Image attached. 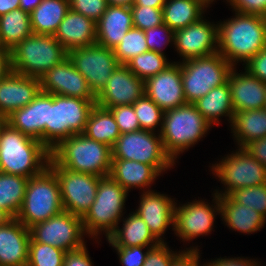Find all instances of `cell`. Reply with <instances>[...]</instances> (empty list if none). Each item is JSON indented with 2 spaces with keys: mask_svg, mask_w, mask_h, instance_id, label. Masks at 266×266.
I'll return each instance as SVG.
<instances>
[{
  "mask_svg": "<svg viewBox=\"0 0 266 266\" xmlns=\"http://www.w3.org/2000/svg\"><path fill=\"white\" fill-rule=\"evenodd\" d=\"M211 127L194 104L164 111L160 135L166 153L176 162L180 153L198 143Z\"/></svg>",
  "mask_w": 266,
  "mask_h": 266,
  "instance_id": "4",
  "label": "cell"
},
{
  "mask_svg": "<svg viewBox=\"0 0 266 266\" xmlns=\"http://www.w3.org/2000/svg\"><path fill=\"white\" fill-rule=\"evenodd\" d=\"M107 3L111 6L131 7L134 0H107Z\"/></svg>",
  "mask_w": 266,
  "mask_h": 266,
  "instance_id": "59",
  "label": "cell"
},
{
  "mask_svg": "<svg viewBox=\"0 0 266 266\" xmlns=\"http://www.w3.org/2000/svg\"><path fill=\"white\" fill-rule=\"evenodd\" d=\"M161 175L153 166L141 162L112 159L110 176L127 192L132 188L151 191L150 186ZM148 188V190L145 189Z\"/></svg>",
  "mask_w": 266,
  "mask_h": 266,
  "instance_id": "27",
  "label": "cell"
},
{
  "mask_svg": "<svg viewBox=\"0 0 266 266\" xmlns=\"http://www.w3.org/2000/svg\"><path fill=\"white\" fill-rule=\"evenodd\" d=\"M229 196L238 204L253 208L266 218V184L238 188Z\"/></svg>",
  "mask_w": 266,
  "mask_h": 266,
  "instance_id": "41",
  "label": "cell"
},
{
  "mask_svg": "<svg viewBox=\"0 0 266 266\" xmlns=\"http://www.w3.org/2000/svg\"><path fill=\"white\" fill-rule=\"evenodd\" d=\"M244 257H234V258H217L216 260H212L204 266H259L260 262H256V260H252Z\"/></svg>",
  "mask_w": 266,
  "mask_h": 266,
  "instance_id": "53",
  "label": "cell"
},
{
  "mask_svg": "<svg viewBox=\"0 0 266 266\" xmlns=\"http://www.w3.org/2000/svg\"><path fill=\"white\" fill-rule=\"evenodd\" d=\"M132 105L141 130L158 132L156 128L160 126L161 133L164 111L155 102L144 94Z\"/></svg>",
  "mask_w": 266,
  "mask_h": 266,
  "instance_id": "39",
  "label": "cell"
},
{
  "mask_svg": "<svg viewBox=\"0 0 266 266\" xmlns=\"http://www.w3.org/2000/svg\"><path fill=\"white\" fill-rule=\"evenodd\" d=\"M62 211L59 182L47 166L40 174L29 178L22 206L15 218L29 229Z\"/></svg>",
  "mask_w": 266,
  "mask_h": 266,
  "instance_id": "6",
  "label": "cell"
},
{
  "mask_svg": "<svg viewBox=\"0 0 266 266\" xmlns=\"http://www.w3.org/2000/svg\"><path fill=\"white\" fill-rule=\"evenodd\" d=\"M133 26L143 31L163 24V10L148 6H131Z\"/></svg>",
  "mask_w": 266,
  "mask_h": 266,
  "instance_id": "42",
  "label": "cell"
},
{
  "mask_svg": "<svg viewBox=\"0 0 266 266\" xmlns=\"http://www.w3.org/2000/svg\"><path fill=\"white\" fill-rule=\"evenodd\" d=\"M83 134L112 148L120 136V130L112 112L95 104L89 114Z\"/></svg>",
  "mask_w": 266,
  "mask_h": 266,
  "instance_id": "34",
  "label": "cell"
},
{
  "mask_svg": "<svg viewBox=\"0 0 266 266\" xmlns=\"http://www.w3.org/2000/svg\"><path fill=\"white\" fill-rule=\"evenodd\" d=\"M50 150L39 140L13 129L4 128L0 141V171L31 178L40 174L50 159Z\"/></svg>",
  "mask_w": 266,
  "mask_h": 266,
  "instance_id": "2",
  "label": "cell"
},
{
  "mask_svg": "<svg viewBox=\"0 0 266 266\" xmlns=\"http://www.w3.org/2000/svg\"><path fill=\"white\" fill-rule=\"evenodd\" d=\"M70 10L69 0H42L31 12L30 23L34 34L53 35Z\"/></svg>",
  "mask_w": 266,
  "mask_h": 266,
  "instance_id": "31",
  "label": "cell"
},
{
  "mask_svg": "<svg viewBox=\"0 0 266 266\" xmlns=\"http://www.w3.org/2000/svg\"><path fill=\"white\" fill-rule=\"evenodd\" d=\"M112 159H125L153 166L160 174L174 166L160 133L148 130L120 134L112 147Z\"/></svg>",
  "mask_w": 266,
  "mask_h": 266,
  "instance_id": "10",
  "label": "cell"
},
{
  "mask_svg": "<svg viewBox=\"0 0 266 266\" xmlns=\"http://www.w3.org/2000/svg\"><path fill=\"white\" fill-rule=\"evenodd\" d=\"M29 231L30 241L48 244L66 252L81 248L85 244L82 218L64 210L33 225Z\"/></svg>",
  "mask_w": 266,
  "mask_h": 266,
  "instance_id": "14",
  "label": "cell"
},
{
  "mask_svg": "<svg viewBox=\"0 0 266 266\" xmlns=\"http://www.w3.org/2000/svg\"><path fill=\"white\" fill-rule=\"evenodd\" d=\"M232 10L241 14L266 15V0H228Z\"/></svg>",
  "mask_w": 266,
  "mask_h": 266,
  "instance_id": "48",
  "label": "cell"
},
{
  "mask_svg": "<svg viewBox=\"0 0 266 266\" xmlns=\"http://www.w3.org/2000/svg\"><path fill=\"white\" fill-rule=\"evenodd\" d=\"M8 125L7 117H1L0 116V141H1V135L4 130V128Z\"/></svg>",
  "mask_w": 266,
  "mask_h": 266,
  "instance_id": "60",
  "label": "cell"
},
{
  "mask_svg": "<svg viewBox=\"0 0 266 266\" xmlns=\"http://www.w3.org/2000/svg\"><path fill=\"white\" fill-rule=\"evenodd\" d=\"M30 231L16 218L0 227V266H27Z\"/></svg>",
  "mask_w": 266,
  "mask_h": 266,
  "instance_id": "24",
  "label": "cell"
},
{
  "mask_svg": "<svg viewBox=\"0 0 266 266\" xmlns=\"http://www.w3.org/2000/svg\"><path fill=\"white\" fill-rule=\"evenodd\" d=\"M144 33L149 51L164 54L162 47L174 42V31L164 23L145 30Z\"/></svg>",
  "mask_w": 266,
  "mask_h": 266,
  "instance_id": "43",
  "label": "cell"
},
{
  "mask_svg": "<svg viewBox=\"0 0 266 266\" xmlns=\"http://www.w3.org/2000/svg\"><path fill=\"white\" fill-rule=\"evenodd\" d=\"M245 64L246 71L266 83V46Z\"/></svg>",
  "mask_w": 266,
  "mask_h": 266,
  "instance_id": "49",
  "label": "cell"
},
{
  "mask_svg": "<svg viewBox=\"0 0 266 266\" xmlns=\"http://www.w3.org/2000/svg\"><path fill=\"white\" fill-rule=\"evenodd\" d=\"M48 167L58 179L63 210L83 218L95 201L101 177L62 168L51 157Z\"/></svg>",
  "mask_w": 266,
  "mask_h": 266,
  "instance_id": "12",
  "label": "cell"
},
{
  "mask_svg": "<svg viewBox=\"0 0 266 266\" xmlns=\"http://www.w3.org/2000/svg\"><path fill=\"white\" fill-rule=\"evenodd\" d=\"M20 8V0H0V16Z\"/></svg>",
  "mask_w": 266,
  "mask_h": 266,
  "instance_id": "55",
  "label": "cell"
},
{
  "mask_svg": "<svg viewBox=\"0 0 266 266\" xmlns=\"http://www.w3.org/2000/svg\"><path fill=\"white\" fill-rule=\"evenodd\" d=\"M65 254L57 247L30 241L27 266H63Z\"/></svg>",
  "mask_w": 266,
  "mask_h": 266,
  "instance_id": "40",
  "label": "cell"
},
{
  "mask_svg": "<svg viewBox=\"0 0 266 266\" xmlns=\"http://www.w3.org/2000/svg\"><path fill=\"white\" fill-rule=\"evenodd\" d=\"M54 37L67 51L96 44V23L70 9Z\"/></svg>",
  "mask_w": 266,
  "mask_h": 266,
  "instance_id": "25",
  "label": "cell"
},
{
  "mask_svg": "<svg viewBox=\"0 0 266 266\" xmlns=\"http://www.w3.org/2000/svg\"><path fill=\"white\" fill-rule=\"evenodd\" d=\"M90 258L85 243L81 248L66 252L63 266H93Z\"/></svg>",
  "mask_w": 266,
  "mask_h": 266,
  "instance_id": "50",
  "label": "cell"
},
{
  "mask_svg": "<svg viewBox=\"0 0 266 266\" xmlns=\"http://www.w3.org/2000/svg\"><path fill=\"white\" fill-rule=\"evenodd\" d=\"M187 103H195L214 87L225 84L234 68L219 52L180 62Z\"/></svg>",
  "mask_w": 266,
  "mask_h": 266,
  "instance_id": "9",
  "label": "cell"
},
{
  "mask_svg": "<svg viewBox=\"0 0 266 266\" xmlns=\"http://www.w3.org/2000/svg\"><path fill=\"white\" fill-rule=\"evenodd\" d=\"M234 67L228 77L234 112L263 109L265 107L266 83L248 71L236 72Z\"/></svg>",
  "mask_w": 266,
  "mask_h": 266,
  "instance_id": "23",
  "label": "cell"
},
{
  "mask_svg": "<svg viewBox=\"0 0 266 266\" xmlns=\"http://www.w3.org/2000/svg\"><path fill=\"white\" fill-rule=\"evenodd\" d=\"M29 178L0 173V206L14 218L22 206Z\"/></svg>",
  "mask_w": 266,
  "mask_h": 266,
  "instance_id": "36",
  "label": "cell"
},
{
  "mask_svg": "<svg viewBox=\"0 0 266 266\" xmlns=\"http://www.w3.org/2000/svg\"><path fill=\"white\" fill-rule=\"evenodd\" d=\"M68 58L84 76L95 96L103 90L113 71L119 66L114 51L97 43L69 50Z\"/></svg>",
  "mask_w": 266,
  "mask_h": 266,
  "instance_id": "13",
  "label": "cell"
},
{
  "mask_svg": "<svg viewBox=\"0 0 266 266\" xmlns=\"http://www.w3.org/2000/svg\"><path fill=\"white\" fill-rule=\"evenodd\" d=\"M207 7L202 0H166L163 23L175 32L199 21Z\"/></svg>",
  "mask_w": 266,
  "mask_h": 266,
  "instance_id": "33",
  "label": "cell"
},
{
  "mask_svg": "<svg viewBox=\"0 0 266 266\" xmlns=\"http://www.w3.org/2000/svg\"><path fill=\"white\" fill-rule=\"evenodd\" d=\"M144 94V80L133 74L126 65L119 64L96 96V105L105 109L132 105Z\"/></svg>",
  "mask_w": 266,
  "mask_h": 266,
  "instance_id": "18",
  "label": "cell"
},
{
  "mask_svg": "<svg viewBox=\"0 0 266 266\" xmlns=\"http://www.w3.org/2000/svg\"><path fill=\"white\" fill-rule=\"evenodd\" d=\"M10 52L12 72L37 79L68 57V51L53 35L34 33Z\"/></svg>",
  "mask_w": 266,
  "mask_h": 266,
  "instance_id": "5",
  "label": "cell"
},
{
  "mask_svg": "<svg viewBox=\"0 0 266 266\" xmlns=\"http://www.w3.org/2000/svg\"><path fill=\"white\" fill-rule=\"evenodd\" d=\"M42 0H20V8L28 13H31Z\"/></svg>",
  "mask_w": 266,
  "mask_h": 266,
  "instance_id": "57",
  "label": "cell"
},
{
  "mask_svg": "<svg viewBox=\"0 0 266 266\" xmlns=\"http://www.w3.org/2000/svg\"><path fill=\"white\" fill-rule=\"evenodd\" d=\"M204 19L174 32L173 44L182 62L218 52V24Z\"/></svg>",
  "mask_w": 266,
  "mask_h": 266,
  "instance_id": "16",
  "label": "cell"
},
{
  "mask_svg": "<svg viewBox=\"0 0 266 266\" xmlns=\"http://www.w3.org/2000/svg\"><path fill=\"white\" fill-rule=\"evenodd\" d=\"M144 92L163 111L187 104L180 62H172L162 72L147 78L144 81Z\"/></svg>",
  "mask_w": 266,
  "mask_h": 266,
  "instance_id": "19",
  "label": "cell"
},
{
  "mask_svg": "<svg viewBox=\"0 0 266 266\" xmlns=\"http://www.w3.org/2000/svg\"><path fill=\"white\" fill-rule=\"evenodd\" d=\"M119 64H126L133 57L149 51L143 30L131 28L113 49Z\"/></svg>",
  "mask_w": 266,
  "mask_h": 266,
  "instance_id": "38",
  "label": "cell"
},
{
  "mask_svg": "<svg viewBox=\"0 0 266 266\" xmlns=\"http://www.w3.org/2000/svg\"><path fill=\"white\" fill-rule=\"evenodd\" d=\"M0 49H7V48L4 47V45H3L2 41H1V37H0Z\"/></svg>",
  "mask_w": 266,
  "mask_h": 266,
  "instance_id": "62",
  "label": "cell"
},
{
  "mask_svg": "<svg viewBox=\"0 0 266 266\" xmlns=\"http://www.w3.org/2000/svg\"><path fill=\"white\" fill-rule=\"evenodd\" d=\"M123 220L122 229L117 226L107 238L112 247L157 246L160 242L150 232L145 221L136 213H129Z\"/></svg>",
  "mask_w": 266,
  "mask_h": 266,
  "instance_id": "29",
  "label": "cell"
},
{
  "mask_svg": "<svg viewBox=\"0 0 266 266\" xmlns=\"http://www.w3.org/2000/svg\"><path fill=\"white\" fill-rule=\"evenodd\" d=\"M13 218L14 217L8 211L0 206V227L6 225Z\"/></svg>",
  "mask_w": 266,
  "mask_h": 266,
  "instance_id": "58",
  "label": "cell"
},
{
  "mask_svg": "<svg viewBox=\"0 0 266 266\" xmlns=\"http://www.w3.org/2000/svg\"><path fill=\"white\" fill-rule=\"evenodd\" d=\"M202 1L209 7V5L212 4L214 0H202Z\"/></svg>",
  "mask_w": 266,
  "mask_h": 266,
  "instance_id": "61",
  "label": "cell"
},
{
  "mask_svg": "<svg viewBox=\"0 0 266 266\" xmlns=\"http://www.w3.org/2000/svg\"><path fill=\"white\" fill-rule=\"evenodd\" d=\"M218 24V52L233 66L247 63L266 46L265 17L235 12Z\"/></svg>",
  "mask_w": 266,
  "mask_h": 266,
  "instance_id": "1",
  "label": "cell"
},
{
  "mask_svg": "<svg viewBox=\"0 0 266 266\" xmlns=\"http://www.w3.org/2000/svg\"><path fill=\"white\" fill-rule=\"evenodd\" d=\"M32 33L30 14L21 8L0 16V37L5 48L13 49Z\"/></svg>",
  "mask_w": 266,
  "mask_h": 266,
  "instance_id": "35",
  "label": "cell"
},
{
  "mask_svg": "<svg viewBox=\"0 0 266 266\" xmlns=\"http://www.w3.org/2000/svg\"><path fill=\"white\" fill-rule=\"evenodd\" d=\"M243 148L266 167V137L250 141Z\"/></svg>",
  "mask_w": 266,
  "mask_h": 266,
  "instance_id": "52",
  "label": "cell"
},
{
  "mask_svg": "<svg viewBox=\"0 0 266 266\" xmlns=\"http://www.w3.org/2000/svg\"><path fill=\"white\" fill-rule=\"evenodd\" d=\"M154 246L113 247L123 266H143L148 255V249ZM146 250L145 252L143 250Z\"/></svg>",
  "mask_w": 266,
  "mask_h": 266,
  "instance_id": "47",
  "label": "cell"
},
{
  "mask_svg": "<svg viewBox=\"0 0 266 266\" xmlns=\"http://www.w3.org/2000/svg\"><path fill=\"white\" fill-rule=\"evenodd\" d=\"M69 5L72 11L92 19L95 23L109 6L107 0H69Z\"/></svg>",
  "mask_w": 266,
  "mask_h": 266,
  "instance_id": "45",
  "label": "cell"
},
{
  "mask_svg": "<svg viewBox=\"0 0 266 266\" xmlns=\"http://www.w3.org/2000/svg\"><path fill=\"white\" fill-rule=\"evenodd\" d=\"M172 251L166 241L148 249L143 266H171L174 257L179 253Z\"/></svg>",
  "mask_w": 266,
  "mask_h": 266,
  "instance_id": "46",
  "label": "cell"
},
{
  "mask_svg": "<svg viewBox=\"0 0 266 266\" xmlns=\"http://www.w3.org/2000/svg\"><path fill=\"white\" fill-rule=\"evenodd\" d=\"M128 192L110 175L101 177L95 201L89 211L82 218L83 230L89 237L95 239L99 234L108 238L118 226L124 216L125 202ZM123 215V216H122ZM101 232V233H100Z\"/></svg>",
  "mask_w": 266,
  "mask_h": 266,
  "instance_id": "7",
  "label": "cell"
},
{
  "mask_svg": "<svg viewBox=\"0 0 266 266\" xmlns=\"http://www.w3.org/2000/svg\"><path fill=\"white\" fill-rule=\"evenodd\" d=\"M41 91L66 97H78L96 102L84 76L67 57L40 78Z\"/></svg>",
  "mask_w": 266,
  "mask_h": 266,
  "instance_id": "17",
  "label": "cell"
},
{
  "mask_svg": "<svg viewBox=\"0 0 266 266\" xmlns=\"http://www.w3.org/2000/svg\"><path fill=\"white\" fill-rule=\"evenodd\" d=\"M49 115V94L40 91L27 106L13 111L8 124L29 137L39 140L46 146V123Z\"/></svg>",
  "mask_w": 266,
  "mask_h": 266,
  "instance_id": "21",
  "label": "cell"
},
{
  "mask_svg": "<svg viewBox=\"0 0 266 266\" xmlns=\"http://www.w3.org/2000/svg\"><path fill=\"white\" fill-rule=\"evenodd\" d=\"M96 102L78 97L49 94L46 123V147L51 151L63 139L84 132L89 114Z\"/></svg>",
  "mask_w": 266,
  "mask_h": 266,
  "instance_id": "8",
  "label": "cell"
},
{
  "mask_svg": "<svg viewBox=\"0 0 266 266\" xmlns=\"http://www.w3.org/2000/svg\"><path fill=\"white\" fill-rule=\"evenodd\" d=\"M50 155L62 168L99 177L110 175L112 148L83 133L63 139L50 151Z\"/></svg>",
  "mask_w": 266,
  "mask_h": 266,
  "instance_id": "3",
  "label": "cell"
},
{
  "mask_svg": "<svg viewBox=\"0 0 266 266\" xmlns=\"http://www.w3.org/2000/svg\"><path fill=\"white\" fill-rule=\"evenodd\" d=\"M174 199L160 192L144 191L135 212L145 221L150 232L161 243L167 228L174 221ZM162 236V237H161Z\"/></svg>",
  "mask_w": 266,
  "mask_h": 266,
  "instance_id": "20",
  "label": "cell"
},
{
  "mask_svg": "<svg viewBox=\"0 0 266 266\" xmlns=\"http://www.w3.org/2000/svg\"><path fill=\"white\" fill-rule=\"evenodd\" d=\"M220 217L231 230L252 234L264 226L266 218L253 208L236 203L229 195L219 196Z\"/></svg>",
  "mask_w": 266,
  "mask_h": 266,
  "instance_id": "28",
  "label": "cell"
},
{
  "mask_svg": "<svg viewBox=\"0 0 266 266\" xmlns=\"http://www.w3.org/2000/svg\"><path fill=\"white\" fill-rule=\"evenodd\" d=\"M213 196L214 204L211 206L203 199L179 204V206H176L177 202L175 203L172 229L182 241H191L202 235H208L212 231L215 215L220 214L219 196L215 193Z\"/></svg>",
  "mask_w": 266,
  "mask_h": 266,
  "instance_id": "15",
  "label": "cell"
},
{
  "mask_svg": "<svg viewBox=\"0 0 266 266\" xmlns=\"http://www.w3.org/2000/svg\"><path fill=\"white\" fill-rule=\"evenodd\" d=\"M171 63L165 54L147 51L133 57L125 65L138 78L145 81L147 78L162 72Z\"/></svg>",
  "mask_w": 266,
  "mask_h": 266,
  "instance_id": "37",
  "label": "cell"
},
{
  "mask_svg": "<svg viewBox=\"0 0 266 266\" xmlns=\"http://www.w3.org/2000/svg\"><path fill=\"white\" fill-rule=\"evenodd\" d=\"M210 168L226 189L224 192L216 189L218 196H228L238 188L266 184V167L244 148H238Z\"/></svg>",
  "mask_w": 266,
  "mask_h": 266,
  "instance_id": "11",
  "label": "cell"
},
{
  "mask_svg": "<svg viewBox=\"0 0 266 266\" xmlns=\"http://www.w3.org/2000/svg\"><path fill=\"white\" fill-rule=\"evenodd\" d=\"M133 27L130 7L109 5L96 22V43L113 50Z\"/></svg>",
  "mask_w": 266,
  "mask_h": 266,
  "instance_id": "26",
  "label": "cell"
},
{
  "mask_svg": "<svg viewBox=\"0 0 266 266\" xmlns=\"http://www.w3.org/2000/svg\"><path fill=\"white\" fill-rule=\"evenodd\" d=\"M193 104L211 126L214 124L218 126L222 116L228 117L229 123L232 124L233 122L235 112L228 81L223 85L214 87Z\"/></svg>",
  "mask_w": 266,
  "mask_h": 266,
  "instance_id": "30",
  "label": "cell"
},
{
  "mask_svg": "<svg viewBox=\"0 0 266 266\" xmlns=\"http://www.w3.org/2000/svg\"><path fill=\"white\" fill-rule=\"evenodd\" d=\"M166 3V0H134L132 6H148L152 8L163 9V5Z\"/></svg>",
  "mask_w": 266,
  "mask_h": 266,
  "instance_id": "56",
  "label": "cell"
},
{
  "mask_svg": "<svg viewBox=\"0 0 266 266\" xmlns=\"http://www.w3.org/2000/svg\"><path fill=\"white\" fill-rule=\"evenodd\" d=\"M191 246L186 250L180 251L173 259L171 266H204L199 264L200 252L199 248Z\"/></svg>",
  "mask_w": 266,
  "mask_h": 266,
  "instance_id": "51",
  "label": "cell"
},
{
  "mask_svg": "<svg viewBox=\"0 0 266 266\" xmlns=\"http://www.w3.org/2000/svg\"><path fill=\"white\" fill-rule=\"evenodd\" d=\"M230 126L237 148H243L250 141L266 137V109L237 111Z\"/></svg>",
  "mask_w": 266,
  "mask_h": 266,
  "instance_id": "32",
  "label": "cell"
},
{
  "mask_svg": "<svg viewBox=\"0 0 266 266\" xmlns=\"http://www.w3.org/2000/svg\"><path fill=\"white\" fill-rule=\"evenodd\" d=\"M12 72L11 52L9 49H0V80Z\"/></svg>",
  "mask_w": 266,
  "mask_h": 266,
  "instance_id": "54",
  "label": "cell"
},
{
  "mask_svg": "<svg viewBox=\"0 0 266 266\" xmlns=\"http://www.w3.org/2000/svg\"><path fill=\"white\" fill-rule=\"evenodd\" d=\"M109 110L115 118L120 134L141 130L133 105H118Z\"/></svg>",
  "mask_w": 266,
  "mask_h": 266,
  "instance_id": "44",
  "label": "cell"
},
{
  "mask_svg": "<svg viewBox=\"0 0 266 266\" xmlns=\"http://www.w3.org/2000/svg\"><path fill=\"white\" fill-rule=\"evenodd\" d=\"M40 91V79L11 72L0 80V116L27 106Z\"/></svg>",
  "mask_w": 266,
  "mask_h": 266,
  "instance_id": "22",
  "label": "cell"
}]
</instances>
